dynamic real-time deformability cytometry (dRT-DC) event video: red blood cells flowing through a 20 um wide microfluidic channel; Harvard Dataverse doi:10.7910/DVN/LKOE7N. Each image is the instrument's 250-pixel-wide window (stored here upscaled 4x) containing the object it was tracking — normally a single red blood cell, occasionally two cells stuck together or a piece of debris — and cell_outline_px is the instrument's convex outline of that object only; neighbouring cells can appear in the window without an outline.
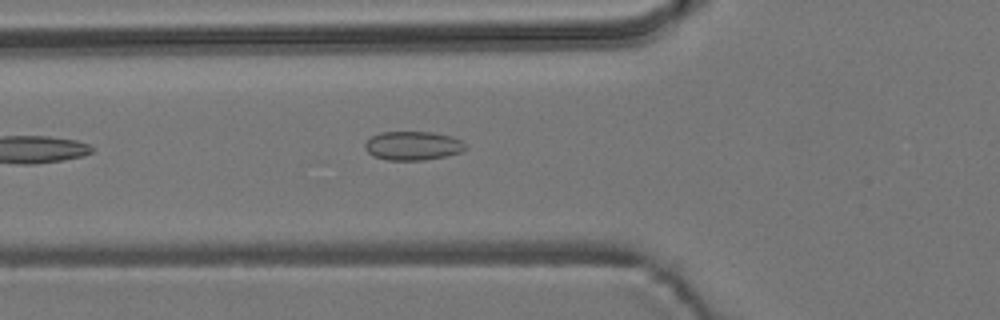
{"species": "common noctule bat (a hibernating species)", "species_latin": "Nyctalus noctula", "temperature_condition": "room temperature", "stored_images_in_passage": 5, "camera_frame_rate_fps": 3000, "um_per_image_px": 0.085, "animal": {"sex": "male", "body_mass_g": 19.2, "forearm_length_mm": 51.8}, "frame": {"image": 1, "passage_image": 5, "time_ms": 1.333, "image_size_px": [1000, 320], "cell_outline_px": [[468, 148], [460, 152], [444, 156], [424, 160], [388, 160], [372, 156], [364, 148], [364, 144], [372, 136], [380, 132], [432, 132], [452, 136], [468, 144]], "centroid_in_image_um": [35.1, 12.38], "position_along_channel_um": 90.7, "area_um2": 16.99}}